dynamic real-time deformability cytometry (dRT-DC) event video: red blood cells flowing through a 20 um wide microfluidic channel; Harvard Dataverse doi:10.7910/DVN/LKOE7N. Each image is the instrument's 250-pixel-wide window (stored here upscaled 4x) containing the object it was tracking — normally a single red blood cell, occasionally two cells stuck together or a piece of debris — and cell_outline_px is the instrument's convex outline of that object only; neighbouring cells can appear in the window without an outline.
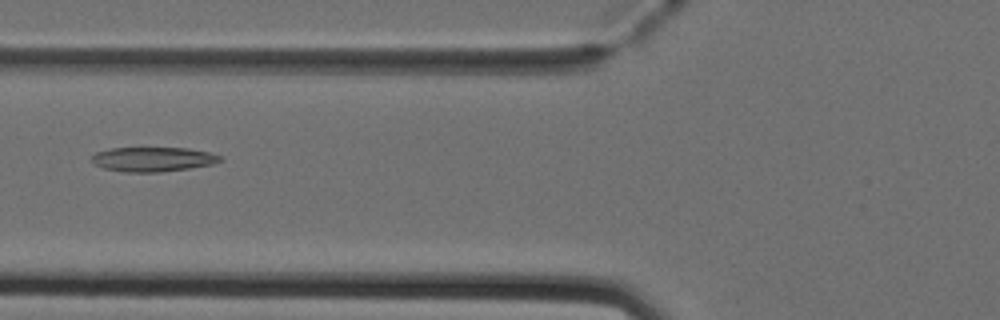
{"species": "Egyptian fruit bat (a non-hibernating species)", "species_latin": "Rousettus aegyptiacus", "temperature_condition": "cold", "stored_images_in_passage": 36, "camera_frame_rate_fps": 3000, "um_per_image_px": 0.085, "animal": {"sex": "female"}, "frame": {"image": 1, "passage_image": 5, "time_ms": 1.333, "image_size_px": [1000, 320], "cell_outline_px": [[224, 160], [212, 164], [188, 168], [160, 172], [124, 172], [104, 168], [96, 164], [92, 160], [92, 156], [96, 152], [112, 148], [188, 148], [208, 152], [220, 156]], "centroid_in_image_um": [13.01, 13.53], "position_along_channel_um": 112.8, "area_um2": 18.15}}
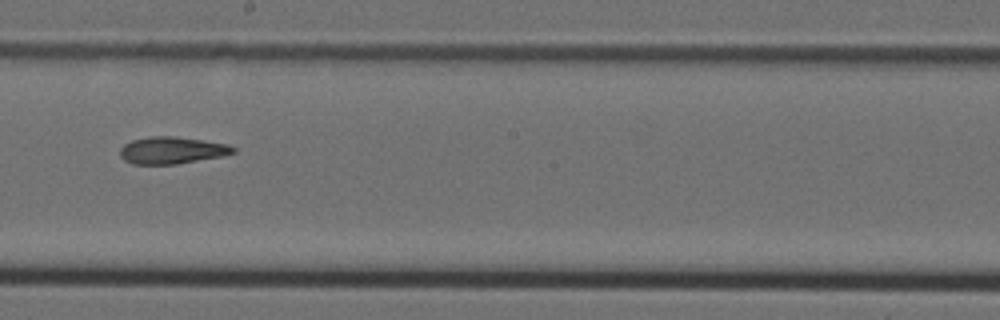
{"frame": {"image": 2, "passage_image": 14, "time_ms": 4.333, "image_size_px": [1000, 320], "cell_outline_px": [[236, 152], [224, 156], [176, 164], [132, 164], [124, 160], [120, 156], [120, 148], [124, 144], [132, 140], [152, 136], [172, 136], [228, 144], [236, 148]], "centroid_in_image_um": [14.61, 12.78], "position_along_channel_um": 233.6, "area_um2": 17.8}}
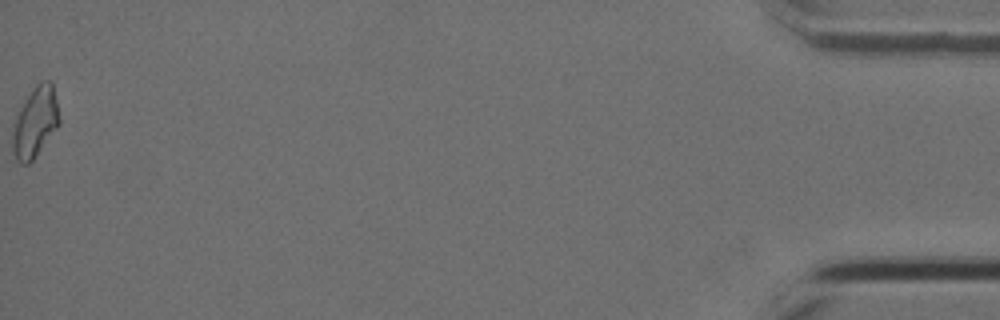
{"frame": {"image": 3, "passage_image": 36, "time_ms": 11.667, "image_size_px": [1000, 320], "cell_outline_px": [[60, 124], [32, 160], [28, 164], [20, 164], [16, 160], [12, 152], [12, 124], [20, 108], [36, 84], [40, 80], [52, 80], [60, 116]], "centroid_in_image_um": [2.99, 10.38], "position_along_channel_um": 432.2, "area_um2": 19.31}, "authors_computed_cell_mechanics": {"area_um2": 17.9758, "velocity_mm_per_s": 4.026, "shape_relaxation_time_tau1_ms": null, "shape_relaxation_time_tau2_ms": 5.0786, "deformation_change_tau1": null, "deformation_change_tau2": 0.1447}}